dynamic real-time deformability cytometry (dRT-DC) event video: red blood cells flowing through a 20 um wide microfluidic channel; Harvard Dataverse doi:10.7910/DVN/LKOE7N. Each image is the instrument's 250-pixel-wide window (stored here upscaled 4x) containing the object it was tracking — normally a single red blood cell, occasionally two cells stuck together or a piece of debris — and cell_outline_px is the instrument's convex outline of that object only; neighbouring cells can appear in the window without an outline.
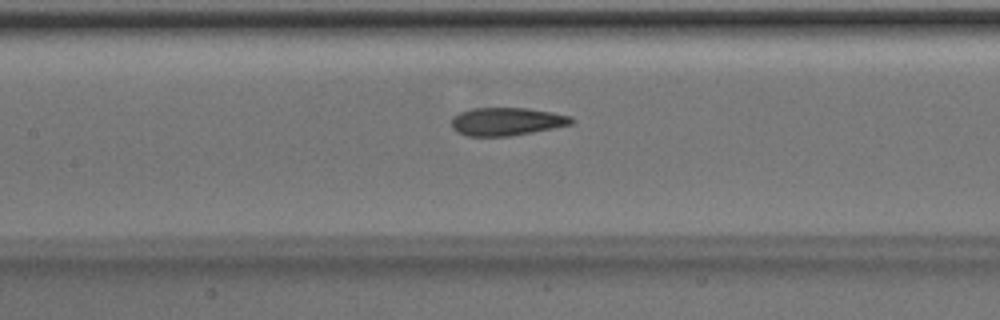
{"species": "Egyptian fruit bat (a non-hibernating species)", "species_latin": "Rousettus aegyptiacus", "temperature_condition": "room temperature", "stored_images_in_passage": 51, "camera_frame_rate_fps": 3000, "um_per_image_px": 0.085, "animal": {"sex": "male"}, "frame": {"image": 1, "passage_image": 24, "time_ms": 7.667, "image_size_px": [1000, 320], "cell_outline_px": [[572, 124], [532, 132], [508, 136], [468, 136], [456, 132], [452, 128], [452, 120], [460, 112], [472, 108], [528, 108], [552, 112], [572, 116]], "centroid_in_image_um": [43.06, 10.32], "position_along_channel_um": 164.3, "area_um2": 19.42}}
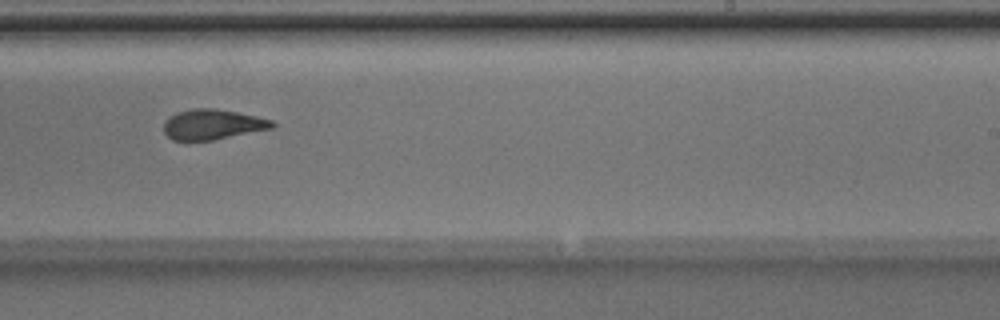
{"frame": {"image": 2, "passage_image": 32, "time_ms": 10.333, "image_size_px": [1000, 320], "cell_outline_px": [[276, 124], [272, 128], [212, 140], [172, 140], [164, 132], [164, 120], [168, 116], [176, 112], [192, 108], [216, 108], [256, 116], [272, 120]], "centroid_in_image_um": [18.03, 10.56], "position_along_channel_um": 271.0, "area_um2": 19.07}}
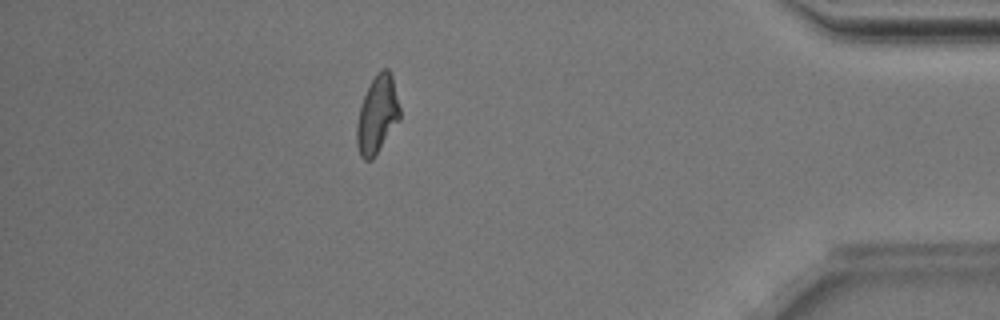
{"frame": {"image": 3, "passage_image": 45, "time_ms": 14.667, "image_size_px": [1000, 320], "cell_outline_px": [[400, 120], [372, 160], [364, 160], [360, 156], [356, 144], [356, 124], [360, 104], [376, 72], [380, 68], [388, 68], [392, 76], [400, 108]], "centroid_in_image_um": [32.06, 9.75], "position_along_channel_um": 403.1, "area_um2": 19.65}, "authors_computed_cell_mechanics": {"area_um2": 19.7098, "velocity_mm_per_s": 4.0154, "shape_relaxation_time_tau1_ms": 3.0048, "shape_relaxation_time_tau2_ms": 1.3253, "deformation_change_tau1": 0.1487, "deformation_change_tau2": 0.0926}}